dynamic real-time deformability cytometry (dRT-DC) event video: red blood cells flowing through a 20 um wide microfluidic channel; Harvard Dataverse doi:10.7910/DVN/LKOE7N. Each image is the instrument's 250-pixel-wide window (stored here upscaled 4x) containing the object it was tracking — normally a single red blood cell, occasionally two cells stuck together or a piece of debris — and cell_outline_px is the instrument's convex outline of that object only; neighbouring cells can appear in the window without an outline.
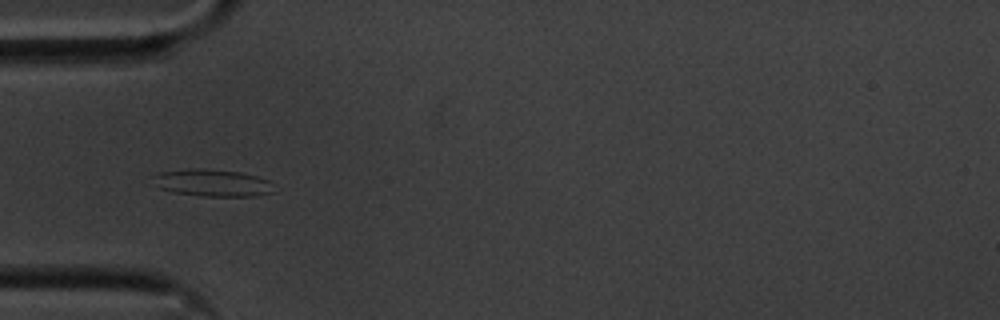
{"species": "common noctule bat (a hibernating species)", "species_latin": "Nyctalus noctula", "temperature_condition": "cold", "stored_images_in_passage": 40, "camera_frame_rate_fps": 3000, "um_per_image_px": 0.085, "animal": {"sex": "male", "body_mass_g": 20.1, "forearm_length_mm": 53.5}, "frame": {"image": 1, "passage_image": 1, "time_ms": 0.0, "image_size_px": [1000, 320], "cell_outline_px": [[272, 192], [256, 196], [200, 196], [172, 192], [160, 188], [152, 176], [160, 172], [188, 168], [204, 168], [240, 172], [256, 176], [268, 180]], "centroid_in_image_um": [18.01, 15.53], "position_along_channel_um": 67.0, "area_um2": 18.96}}
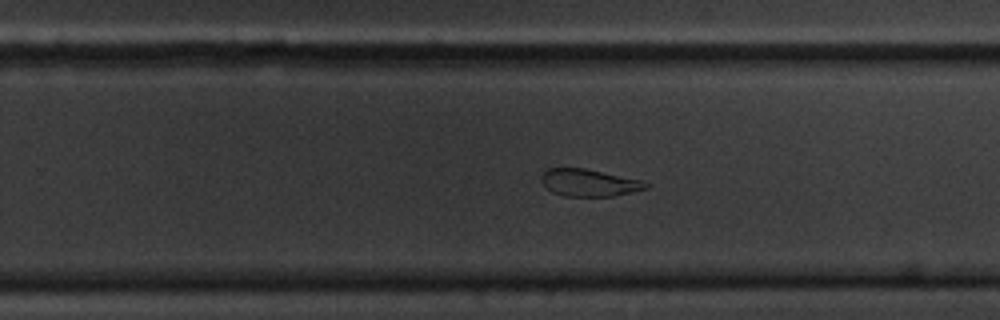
{"frame": {"image": 2, "passage_image": 19, "time_ms": 6.0, "image_size_px": [1000, 320], "cell_outline_px": [[652, 184], [648, 188], [632, 192], [612, 196], [564, 196], [552, 192], [540, 180], [540, 176], [548, 168], [584, 168], [640, 180]], "centroid_in_image_um": [50.07, 15.53], "position_along_channel_um": 279.7, "area_um2": 16.47}}
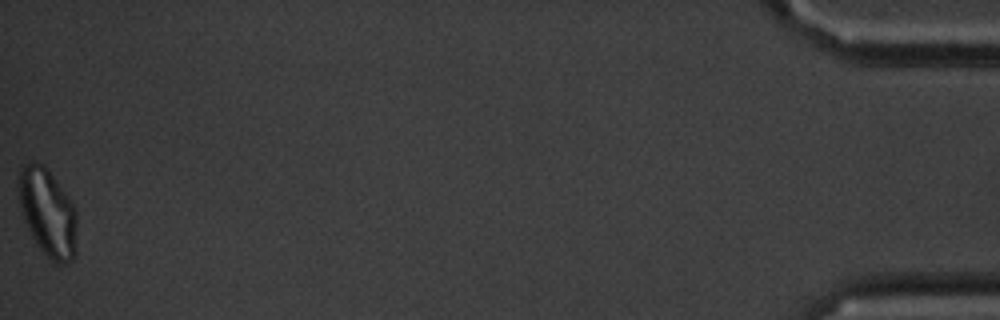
{"frame": {"image": 3, "passage_image": 40, "time_ms": 13.0, "image_size_px": [1000, 320], "cell_outline_px": [[76, 256], [72, 260], [64, 264], [60, 264], [52, 260], [36, 244], [24, 220], [20, 208], [16, 180], [20, 168], [28, 160], [32, 160], [44, 164], [76, 208]], "centroid_in_image_um": [4.03, 18.02], "position_along_channel_um": 431.2, "area_um2": 30.23}, "authors_computed_cell_mechanics": {"area_um2": 18.3804, "velocity_mm_per_s": 3.5449, "shape_relaxation_time_tau1_ms": null, "shape_relaxation_time_tau2_ms": 3.3657, "deformation_change_tau1": null, "deformation_change_tau2": 0.1102}}